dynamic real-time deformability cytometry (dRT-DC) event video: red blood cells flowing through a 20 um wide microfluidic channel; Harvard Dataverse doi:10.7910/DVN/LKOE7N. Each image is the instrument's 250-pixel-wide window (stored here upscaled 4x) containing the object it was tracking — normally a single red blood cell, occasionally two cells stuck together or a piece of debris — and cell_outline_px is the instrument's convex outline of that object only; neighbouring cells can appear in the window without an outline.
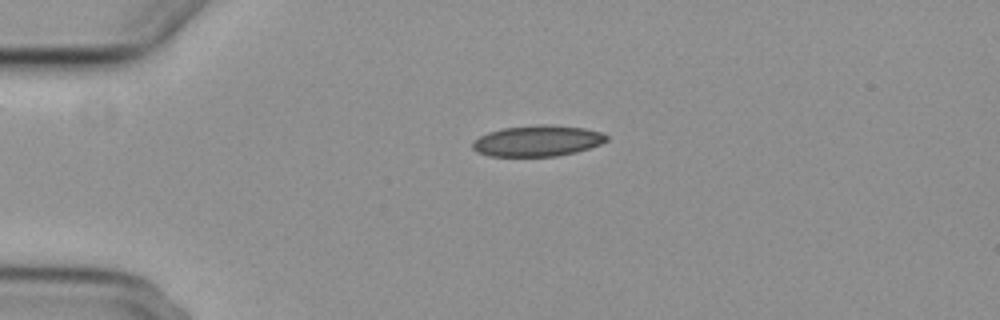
{"species": "common noctule bat (a hibernating species)", "species_latin": "Nyctalus noctula", "temperature_condition": "cold", "stored_images_in_passage": 2, "camera_frame_rate_fps": 3000, "um_per_image_px": 0.085, "animal": {"sex": "female", "body_mass_g": 29.2, "forearm_length_mm": 56.3}, "frame": {"image": 1, "passage_image": 1, "time_ms": 0.0, "image_size_px": [1000, 320], "cell_outline_px": [[608, 140], [600, 144], [576, 152], [556, 156], [488, 156], [476, 152], [472, 148], [472, 140], [488, 132], [504, 128], [536, 124], [544, 124], [584, 128], [600, 132], [608, 136]], "centroid_in_image_um": [45.65, 11.97], "position_along_channel_um": 39.4, "area_um2": 24.22}}